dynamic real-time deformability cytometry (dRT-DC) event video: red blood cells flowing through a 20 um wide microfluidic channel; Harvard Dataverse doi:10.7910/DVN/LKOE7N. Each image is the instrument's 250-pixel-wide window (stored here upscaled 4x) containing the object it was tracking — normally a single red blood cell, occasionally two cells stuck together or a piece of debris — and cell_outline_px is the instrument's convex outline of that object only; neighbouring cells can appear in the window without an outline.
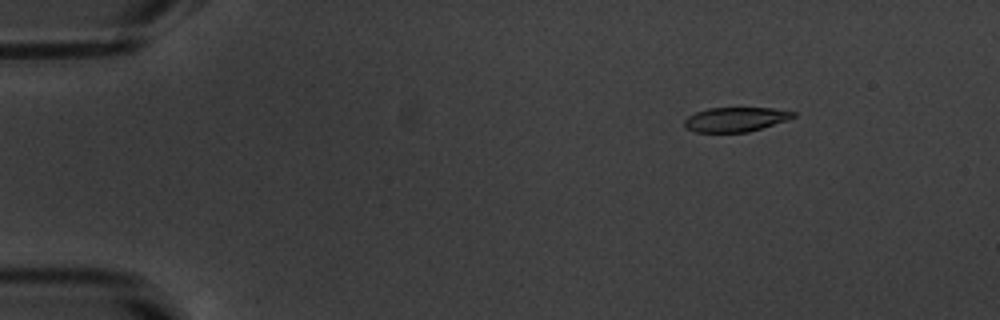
{"species": "common noctule bat (a hibernating species)", "species_latin": "Nyctalus noctula", "temperature_condition": "warm", "stored_images_in_passage": 54, "camera_frame_rate_fps": 3000, "um_per_image_px": 0.085, "animal": {"sex": "male", "body_mass_g": 20.1, "forearm_length_mm": 53.5}, "frame": {"image": 1, "passage_image": 8, "time_ms": 2.333, "image_size_px": [1000, 320], "cell_outline_px": [[796, 116], [748, 132], [696, 132], [684, 128], [684, 120], [688, 116], [696, 112], [708, 108], [772, 108], [796, 112]], "centroid_in_image_um": [62.46, 10.15], "position_along_channel_um": 22.5, "area_um2": 15.32}}
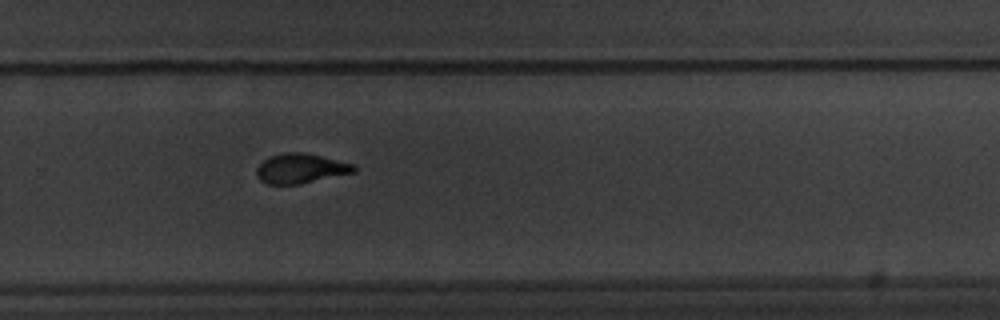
{"frame": {"image": 2, "passage_image": 37, "time_ms": 12.0, "image_size_px": [1000, 320], "cell_outline_px": [[356, 172], [300, 184], [268, 184], [260, 180], [256, 176], [256, 168], [268, 156], [284, 152], [304, 152], [352, 164], [356, 168]], "centroid_in_image_um": [25.52, 14.32], "position_along_channel_um": 304.3, "area_um2": 16.82}}
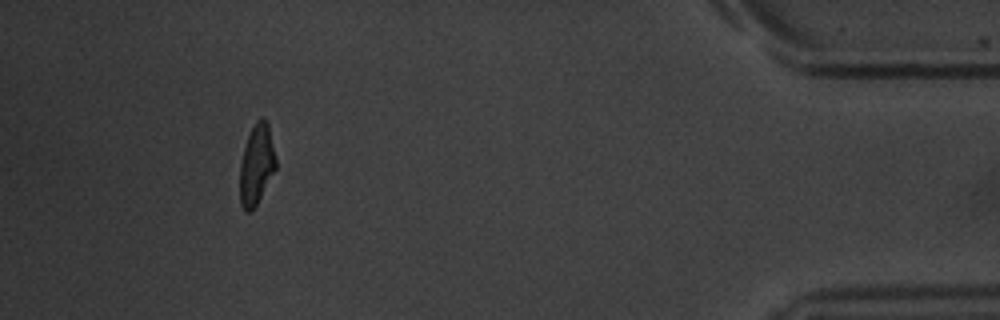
{"frame": {"image": 3, "passage_image": 50, "time_ms": 16.333, "image_size_px": [1000, 320], "cell_outline_px": [[276, 168], [252, 212], [244, 212], [240, 204], [240, 164], [244, 148], [248, 136], [256, 120], [260, 116], [264, 116], [268, 124], [276, 156]], "centroid_in_image_um": [21.8, 13.99], "position_along_channel_um": 413.4, "area_um2": 16.88}, "authors_computed_cell_mechanics": {"area_um2": 17.1666, "velocity_mm_per_s": 3.8212, "shape_relaxation_time_tau1_ms": 3.7199, "shape_relaxation_time_tau2_ms": 1.8565, "deformation_change_tau1": 0.1823, "deformation_change_tau2": 0.085}}